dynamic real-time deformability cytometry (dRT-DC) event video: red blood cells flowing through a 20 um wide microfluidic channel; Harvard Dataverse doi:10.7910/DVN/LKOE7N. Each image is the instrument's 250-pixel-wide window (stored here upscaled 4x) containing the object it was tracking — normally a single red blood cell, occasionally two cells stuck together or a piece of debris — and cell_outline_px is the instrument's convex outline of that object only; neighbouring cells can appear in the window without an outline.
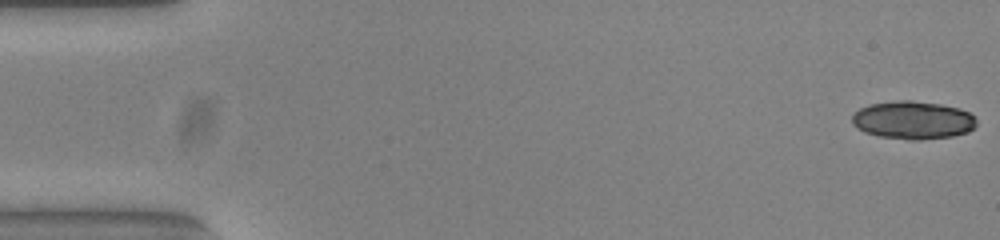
{"species": "common noctule bat (a hibernating species)", "species_latin": "Nyctalus noctula", "temperature_condition": "warm", "stored_images_in_passage": 20, "camera_frame_rate_fps": 3000, "um_per_image_px": 0.085, "animal": {"sex": "female", "body_mass_g": 23.0, "forearm_length_mm": 53.4}, "frame": {"image": 1, "passage_image": 1, "time_ms": 0.0, "image_size_px": [1000, 240], "cell_outline_px": [[976, 124], [968, 132], [952, 136], [920, 140], [908, 140], [880, 136], [864, 132], [856, 128], [852, 124], [852, 116], [860, 108], [868, 104], [900, 100], [912, 100], [940, 104], [960, 108], [976, 116]], "centroid_in_image_um": [77.6, 10.21], "position_along_channel_um": 7.4, "area_um2": 27.74}}
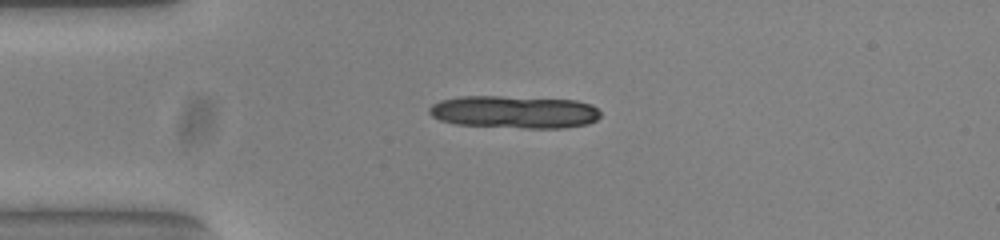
{"frame": {"image": 2, "passage_image": 13, "time_ms": 4.0, "image_size_px": [1000, 240], "cell_outline_px": [[600, 116], [596, 120], [588, 124], [564, 128], [524, 128], [456, 124], [440, 120], [432, 116], [428, 112], [428, 108], [432, 104], [440, 100], [460, 96], [500, 96], [576, 100], [592, 104], [600, 112]], "centroid_in_image_um": [43.72, 9.51], "position_along_channel_um": 41.3, "area_um2": 32.71}}